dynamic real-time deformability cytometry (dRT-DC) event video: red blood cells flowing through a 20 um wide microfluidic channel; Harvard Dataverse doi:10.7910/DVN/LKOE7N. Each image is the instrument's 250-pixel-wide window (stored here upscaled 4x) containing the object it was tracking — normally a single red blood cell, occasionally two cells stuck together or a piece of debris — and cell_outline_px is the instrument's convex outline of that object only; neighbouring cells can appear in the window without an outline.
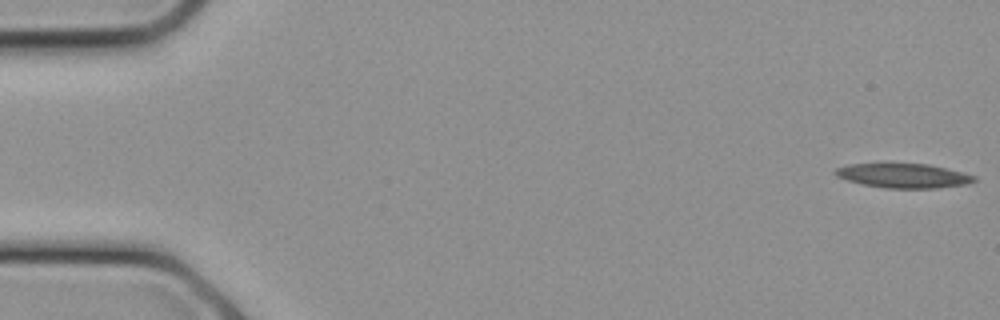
{"species": "common noctule bat (a hibernating species)", "species_latin": "Nyctalus noctula", "temperature_condition": "cold", "stored_images_in_passage": 7, "camera_frame_rate_fps": 3000, "um_per_image_px": 0.085, "animal": {"sex": "female", "body_mass_g": 21.9}, "frame": {"image": 1, "passage_image": 1, "time_ms": 0.0, "image_size_px": [1000, 320], "cell_outline_px": [[976, 180], [968, 184], [936, 188], [884, 188], [864, 184], [848, 180], [836, 176], [832, 172], [836, 168], [848, 164], [880, 160], [888, 160], [928, 164], [976, 176]], "centroid_in_image_um": [76.68, 14.87], "position_along_channel_um": 8.3, "area_um2": 20.75}}
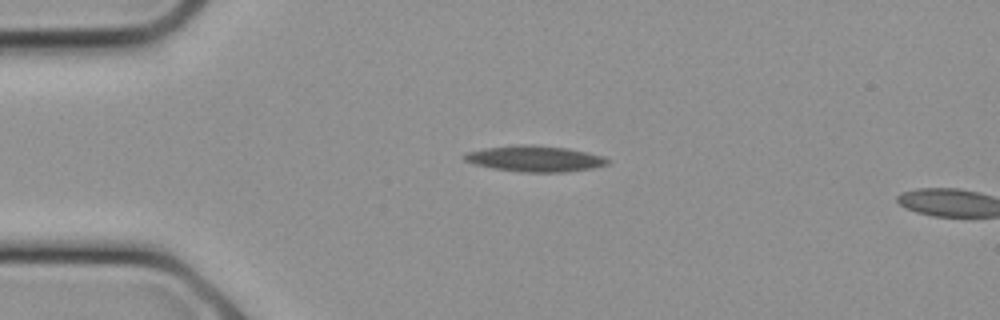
{"frame": {"image": 2, "passage_image": 6, "time_ms": 1.667, "image_size_px": [1000, 320], "cell_outline_px": [[608, 164], [592, 168], [564, 172], [520, 172], [492, 168], [476, 164], [464, 160], [460, 156], [464, 152], [484, 148], [520, 144], [524, 144], [568, 148], [588, 152], [604, 156], [608, 160]], "centroid_in_image_um": [45.42, 13.48], "position_along_channel_um": 39.6, "area_um2": 21.73}}